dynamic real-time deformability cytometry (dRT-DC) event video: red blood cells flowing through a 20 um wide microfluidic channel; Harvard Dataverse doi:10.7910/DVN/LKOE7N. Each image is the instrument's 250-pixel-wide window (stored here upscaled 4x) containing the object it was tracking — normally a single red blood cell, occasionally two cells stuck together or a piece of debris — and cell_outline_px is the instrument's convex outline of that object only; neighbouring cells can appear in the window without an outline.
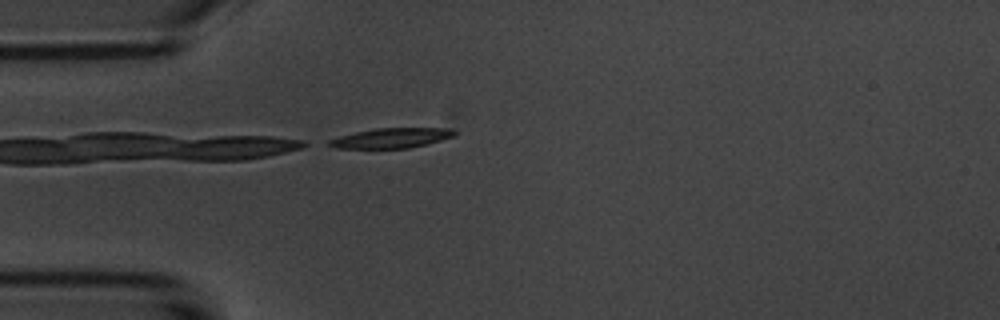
{"species": "common noctule bat (a hibernating species)", "species_latin": "Nyctalus noctula", "temperature_condition": "room temperature", "stored_images_in_passage": 40, "camera_frame_rate_fps": 3000, "um_per_image_px": 0.085, "animal": {"sex": "male", "body_mass_g": 20.1, "forearm_length_mm": 53.5}, "frame": {"image": 1, "passage_image": 1, "time_ms": 0.0, "image_size_px": [1000, 320], "cell_outline_px": [[456, 132], [452, 136], [440, 140], [408, 148], [336, 148], [324, 144], [328, 140], [340, 136], [356, 132], [376, 128], [448, 128]], "centroid_in_image_um": [33.18, 11.73], "position_along_channel_um": 51.8, "area_um2": 14.33}}
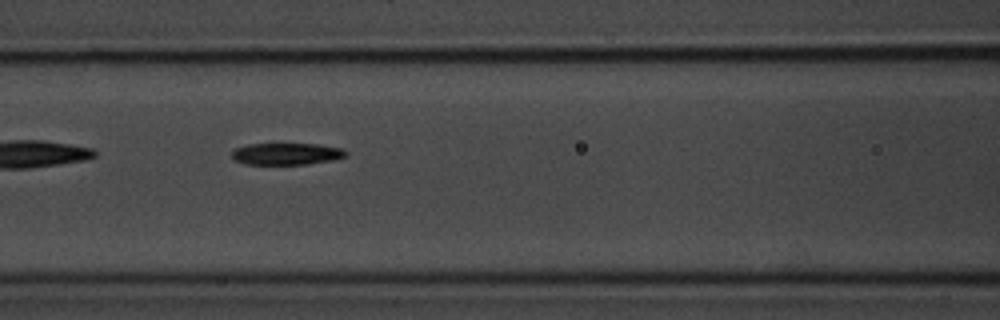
{"frame": {"image": 2, "passage_image": 9, "time_ms": 2.667, "image_size_px": [1000, 320], "cell_outline_px": [[348, 152], [344, 156], [332, 160], [308, 164], [244, 164], [232, 160], [232, 152], [236, 148], [248, 144], [316, 144], [344, 148]], "centroid_in_image_um": [24.34, 13.08], "position_along_channel_um": 142.3, "area_um2": 14.51}}
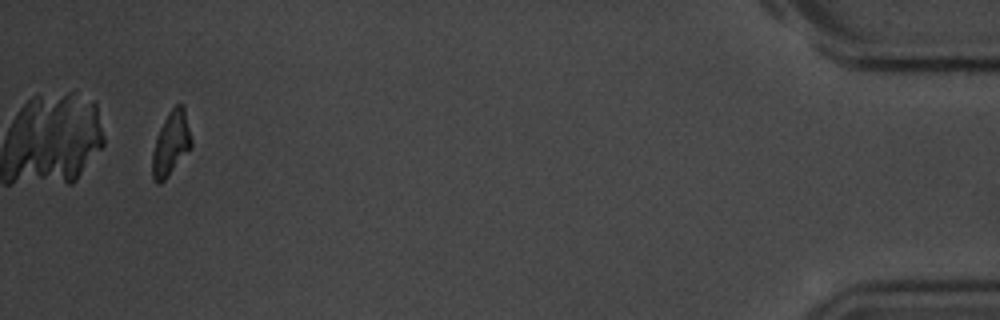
{"frame": {"image": 3, "passage_image": 38, "time_ms": 12.333, "image_size_px": [1000, 320], "cell_outline_px": [[192, 148], [168, 176], [160, 184], [156, 184], [152, 180], [152, 152], [156, 136], [168, 112], [176, 104], [184, 104], [192, 140]], "centroid_in_image_um": [14.53, 12.21], "position_along_channel_um": 420.7, "area_um2": 14.85}, "authors_computed_cell_mechanics": {"area_um2": 15.3748, "velocity_mm_per_s": 3.6934, "shape_relaxation_time_tau1_ms": 4.0058, "shape_relaxation_time_tau2_ms": 4.8556, "deformation_change_tau1": 0.1762, "deformation_change_tau2": 0.1313}}